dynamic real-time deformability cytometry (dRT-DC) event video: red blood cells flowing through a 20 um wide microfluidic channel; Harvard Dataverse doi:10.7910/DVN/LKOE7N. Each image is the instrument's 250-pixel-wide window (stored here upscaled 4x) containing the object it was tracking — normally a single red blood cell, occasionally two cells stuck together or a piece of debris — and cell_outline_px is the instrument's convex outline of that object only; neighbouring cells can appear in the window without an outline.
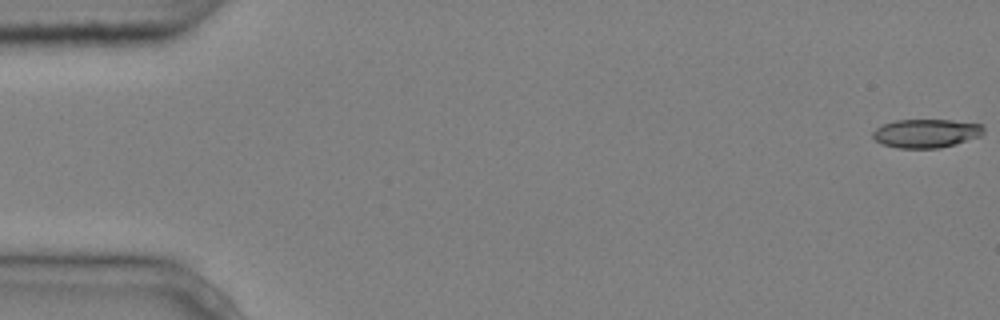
{"species": "common noctule bat (a hibernating species)", "species_latin": "Nyctalus noctula", "temperature_condition": "cold", "stored_images_in_passage": 5, "camera_frame_rate_fps": 3000, "um_per_image_px": 0.085, "animal": {"sex": "male", "body_mass_g": 20.4}, "frame": {"image": 1, "passage_image": 1, "time_ms": 0.0, "image_size_px": [1000, 320], "cell_outline_px": [[984, 132], [980, 136], [956, 144], [940, 148], [896, 148], [884, 144], [876, 140], [872, 136], [872, 132], [876, 128], [884, 124], [896, 120], [952, 120], [984, 124]], "centroid_in_image_um": [78.75, 11.33], "position_along_channel_um": 6.2, "area_um2": 18.55}}
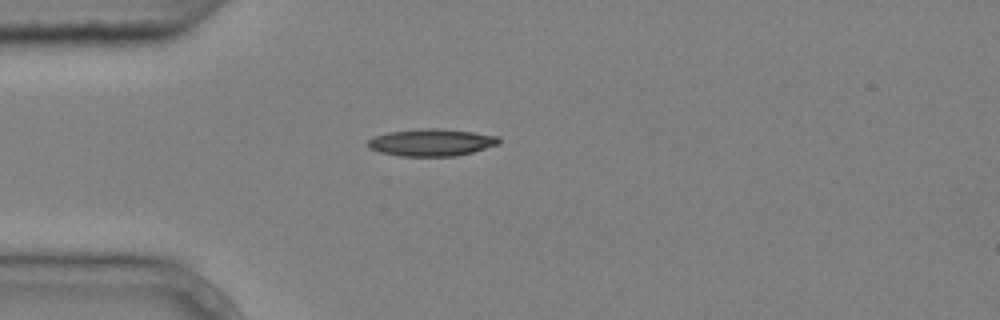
{"frame": {"image": 2, "passage_image": 5, "time_ms": 1.333, "image_size_px": [1000, 320], "cell_outline_px": [[500, 144], [472, 152], [456, 156], [400, 156], [380, 152], [368, 148], [364, 144], [368, 140], [376, 136], [388, 132], [420, 128], [440, 128], [472, 132], [500, 136]], "centroid_in_image_um": [36.66, 12.1], "position_along_channel_um": 48.3, "area_um2": 20.92}}